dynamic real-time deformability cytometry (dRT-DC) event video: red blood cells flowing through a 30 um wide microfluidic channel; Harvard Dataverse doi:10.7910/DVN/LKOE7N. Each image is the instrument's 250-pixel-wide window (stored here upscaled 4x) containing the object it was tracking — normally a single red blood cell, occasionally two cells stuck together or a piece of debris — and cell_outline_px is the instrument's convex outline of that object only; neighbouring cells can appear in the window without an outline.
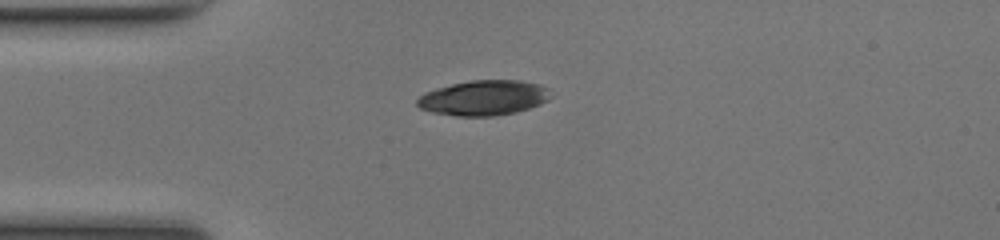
{"species": "common noctule bat (a hibernating species)", "species_latin": "Nyctalus noctula", "temperature_condition": "room temperature", "stored_images_in_passage": 32, "camera_frame_rate_fps": 3000, "um_per_image_px": 0.085, "animal": {"sex": "female", "body_mass_g": 17.0, "forearm_length_mm": 48.0}, "frame": {"image": 1, "passage_image": 1, "time_ms": 0.0, "image_size_px": [1000, 240], "cell_outline_px": [[552, 96], [548, 100], [540, 104], [516, 112], [492, 116], [456, 116], [432, 112], [420, 108], [416, 104], [416, 100], [424, 92], [436, 88], [452, 84], [472, 80], [520, 80], [540, 84], [548, 88]], "centroid_in_image_um": [41.12, 8.31], "position_along_channel_um": 43.9, "area_um2": 27.4}}
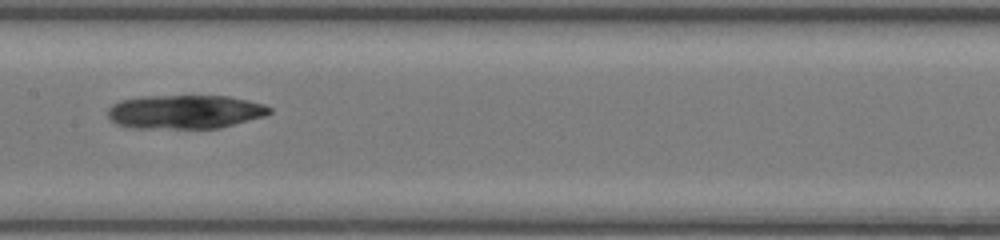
{"frame": {"image": 2, "passage_image": 13, "time_ms": 4.0, "image_size_px": [1000, 240], "cell_outline_px": [[272, 112], [264, 116], [220, 128], [132, 128], [116, 124], [108, 116], [108, 108], [112, 104], [120, 100], [144, 96], [228, 96], [248, 100], [264, 104], [272, 108]], "centroid_in_image_um": [15.72, 9.5], "position_along_channel_um": 191.7, "area_um2": 31.96}}
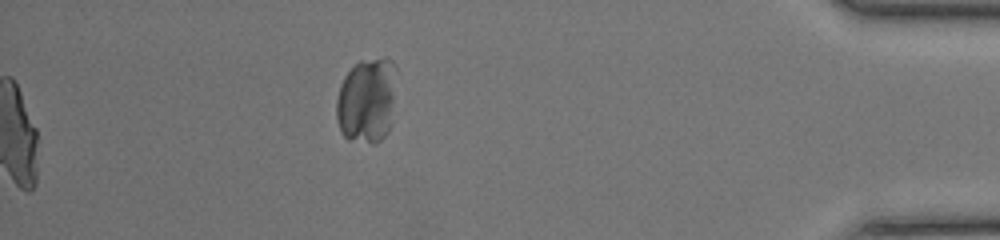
{"frame": {"image": 3, "passage_image": 32, "time_ms": 10.333, "image_size_px": [1000, 240], "cell_outline_px": [[396, 68], [392, 100], [388, 128], [384, 136], [376, 144], [372, 144], [348, 140], [344, 136], [340, 128], [336, 116], [336, 100], [340, 84], [344, 76], [360, 60], [384, 56], [392, 60]], "centroid_in_image_um": [31.14, 8.51], "position_along_channel_um": 404.1, "area_um2": 29.65}}